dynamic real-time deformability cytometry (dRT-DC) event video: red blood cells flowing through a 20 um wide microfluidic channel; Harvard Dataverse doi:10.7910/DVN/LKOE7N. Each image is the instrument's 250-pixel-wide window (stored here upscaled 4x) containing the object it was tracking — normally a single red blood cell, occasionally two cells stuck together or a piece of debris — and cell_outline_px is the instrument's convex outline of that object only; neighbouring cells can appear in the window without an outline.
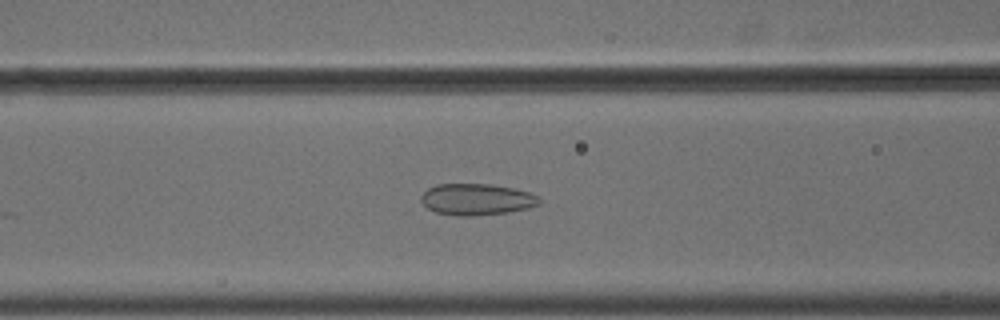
{"species": "common noctule bat (a hibernating species)", "species_latin": "Nyctalus noctula", "temperature_condition": "cold", "stored_images_in_passage": 56, "camera_frame_rate_fps": 3000, "um_per_image_px": 0.085, "animal": {"sex": "male", "body_mass_g": 18.8}, "frame": {"image": 1, "passage_image": 24, "time_ms": 7.667, "image_size_px": [1000, 320], "cell_outline_px": [[540, 204], [528, 208], [508, 212], [476, 216], [456, 216], [436, 212], [428, 208], [420, 200], [420, 196], [428, 188], [436, 184], [488, 184], [512, 188], [528, 192], [536, 196], [540, 200]], "centroid_in_image_um": [40.48, 16.95], "position_along_channel_um": 126.1, "area_um2": 21.62}}
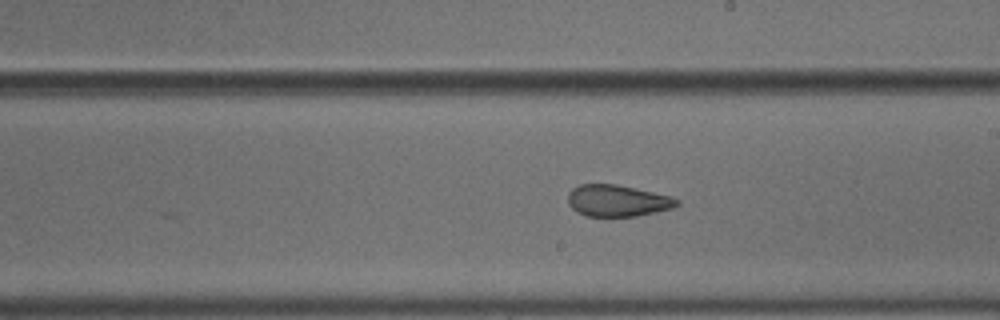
{"frame": {"image": 2, "passage_image": 33, "time_ms": 10.667, "image_size_px": [1000, 320], "cell_outline_px": [[680, 204], [672, 208], [656, 212], [636, 216], [588, 216], [576, 212], [568, 204], [568, 192], [572, 188], [580, 184], [616, 184], [652, 192], [668, 196], [680, 200]], "centroid_in_image_um": [52.45, 17.06], "position_along_channel_um": 236.5, "area_um2": 20.0}}
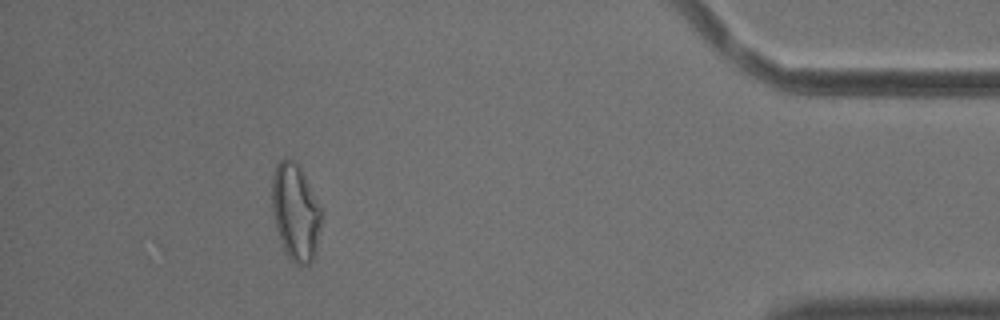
{"frame": {"image": 3, "passage_image": 51, "time_ms": 16.667, "image_size_px": [1000, 320], "cell_outline_px": [[324, 212], [316, 248], [312, 260], [308, 264], [300, 268], [284, 252], [276, 228], [272, 208], [272, 180], [276, 164], [284, 156], [292, 160], [300, 168], [320, 204]], "centroid_in_image_um": [25.13, 18.05], "position_along_channel_um": 410.1, "area_um2": 28.09}, "authors_computed_cell_mechanics": {"area_um2": 25.0274, "velocity_mm_per_s": 3.6771, "shape_relaxation_time_tau1_ms": null, "shape_relaxation_time_tau2_ms": 1.4063, "deformation_change_tau1": null, "deformation_change_tau2": 0.0846}}